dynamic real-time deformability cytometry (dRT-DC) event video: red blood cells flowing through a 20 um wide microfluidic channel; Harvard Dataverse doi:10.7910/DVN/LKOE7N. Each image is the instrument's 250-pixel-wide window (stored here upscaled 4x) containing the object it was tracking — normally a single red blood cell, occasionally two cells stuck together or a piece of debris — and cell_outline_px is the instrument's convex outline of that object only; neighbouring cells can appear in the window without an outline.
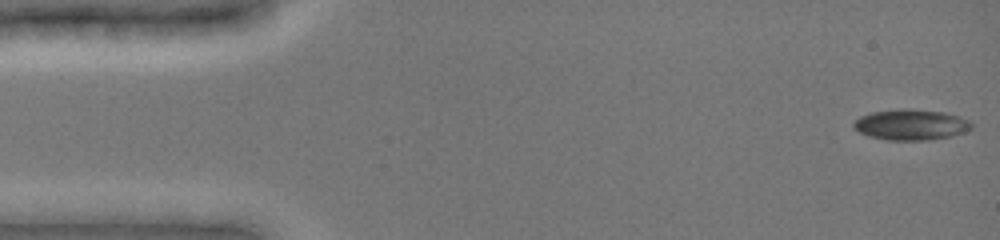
{"species": "common noctule bat (a hibernating species)", "species_latin": "Nyctalus noctula", "temperature_condition": "cold", "stored_images_in_passage": 6, "camera_frame_rate_fps": 3000, "um_per_image_px": 0.085, "animal": {"sex": "female", "body_mass_g": 19.0, "forearm_length_mm": 51.5}, "frame": {"image": 1, "passage_image": 1, "time_ms": 0.0, "image_size_px": [1000, 240], "cell_outline_px": [[972, 128], [964, 132], [952, 136], [928, 140], [888, 140], [868, 136], [860, 132], [852, 124], [860, 116], [872, 112], [900, 108], [908, 108], [944, 112], [968, 120], [972, 124]], "centroid_in_image_um": [77.43, 10.59], "position_along_channel_um": 7.6, "area_um2": 21.04}}
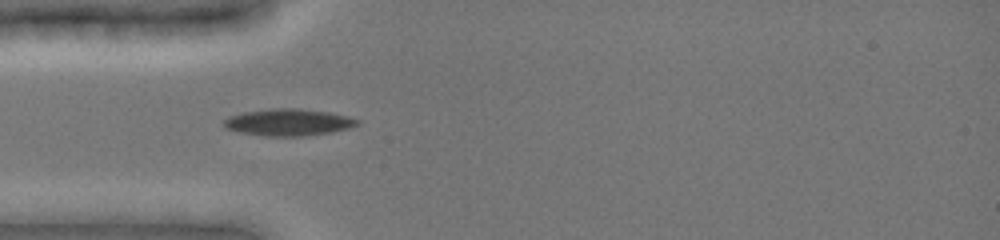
{"frame": {"image": 2, "passage_image": 5, "time_ms": 4.333, "image_size_px": [1000, 240], "cell_outline_px": [[360, 124], [348, 128], [332, 132], [304, 136], [264, 136], [240, 132], [224, 128], [224, 120], [228, 116], [244, 112], [272, 108], [300, 108], [328, 112], [348, 116], [360, 120]], "centroid_in_image_um": [24.52, 10.39], "position_along_channel_um": 60.5, "area_um2": 20.98}}
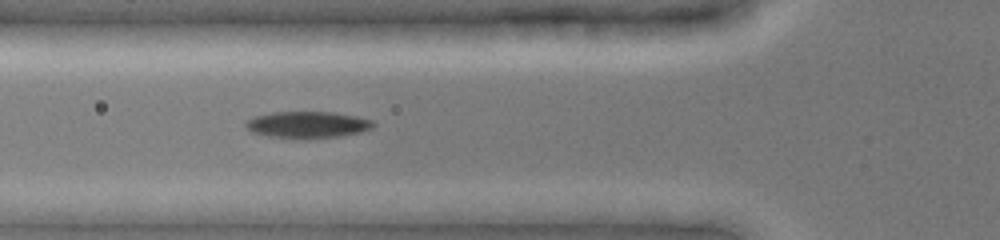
{"frame": {"image": 3, "passage_image": 6, "time_ms": 5.333, "image_size_px": [1000, 240], "cell_outline_px": [[376, 124], [372, 128], [360, 132], [340, 136], [308, 140], [300, 140], [268, 136], [252, 132], [244, 124], [252, 116], [272, 112], [332, 112], [356, 116], [372, 120]], "centroid_in_image_um": [26.13, 10.62], "position_along_channel_um": 99.7, "area_um2": 20.17}}